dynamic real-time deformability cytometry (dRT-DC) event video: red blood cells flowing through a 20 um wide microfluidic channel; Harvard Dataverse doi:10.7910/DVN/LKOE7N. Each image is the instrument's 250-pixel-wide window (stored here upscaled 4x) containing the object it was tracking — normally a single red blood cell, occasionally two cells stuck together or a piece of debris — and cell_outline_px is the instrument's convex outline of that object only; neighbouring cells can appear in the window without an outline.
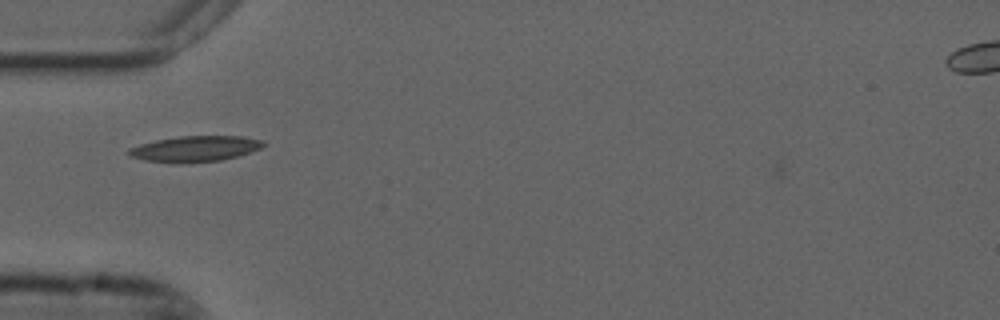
{"species": "common noctule bat (a hibernating species)", "species_latin": "Nyctalus noctula", "temperature_condition": "cold", "stored_images_in_passage": 38, "camera_frame_rate_fps": 3000, "um_per_image_px": 0.085, "animal": {"sex": "male", "forearm_length_mm": 52.5}, "frame": {"image": 1, "passage_image": 1, "time_ms": 0.0, "image_size_px": [1000, 320], "cell_outline_px": [[268, 144], [260, 148], [236, 156], [220, 160], [144, 160], [128, 156], [128, 148], [140, 144], [156, 140], [180, 136], [244, 136], [264, 140]], "centroid_in_image_um": [16.63, 12.58], "position_along_channel_um": 68.4, "area_um2": 19.25}}
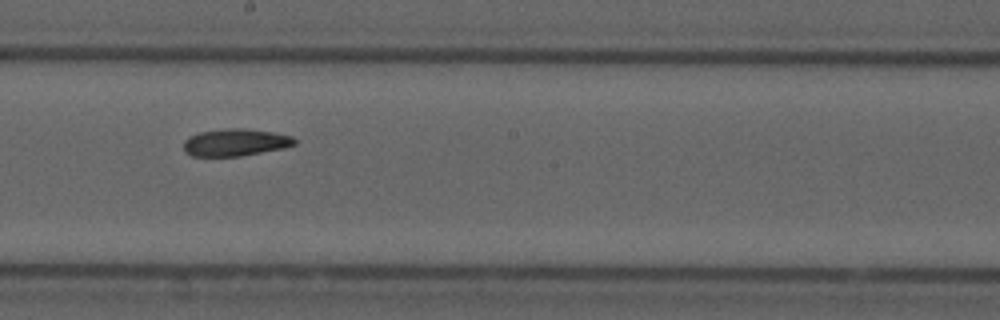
{"frame": {"image": 2, "passage_image": 14, "time_ms": 4.333, "image_size_px": [1000, 320], "cell_outline_px": [[296, 144], [284, 148], [240, 156], [192, 156], [184, 152], [184, 140], [200, 132], [228, 128], [244, 128], [272, 132], [292, 136], [296, 140]], "centroid_in_image_um": [20.02, 12.11], "position_along_channel_um": 228.2, "area_um2": 17.51}}
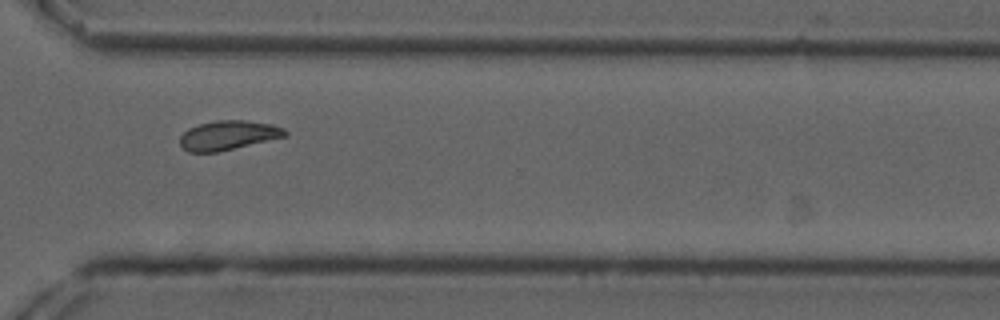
{"frame": {"image": 3, "passage_image": 24, "time_ms": 7.667, "image_size_px": [1000, 320], "cell_outline_px": [[288, 136], [216, 152], [188, 152], [180, 144], [180, 136], [188, 128], [200, 124], [216, 120], [244, 120], [272, 124], [284, 128], [288, 132]], "centroid_in_image_um": [19.42, 11.49], "position_along_channel_um": 351.2, "area_um2": 17.92}, "authors_computed_cell_mechanics": {"area_um2": 17.918, "velocity_mm_per_s": 3.6936, "shape_relaxation_time_tau1_ms": 10.8162, "shape_relaxation_time_tau2_ms": 3.5811, "deformation_change_tau1": 0.1929, "deformation_change_tau2": 0.0841}}